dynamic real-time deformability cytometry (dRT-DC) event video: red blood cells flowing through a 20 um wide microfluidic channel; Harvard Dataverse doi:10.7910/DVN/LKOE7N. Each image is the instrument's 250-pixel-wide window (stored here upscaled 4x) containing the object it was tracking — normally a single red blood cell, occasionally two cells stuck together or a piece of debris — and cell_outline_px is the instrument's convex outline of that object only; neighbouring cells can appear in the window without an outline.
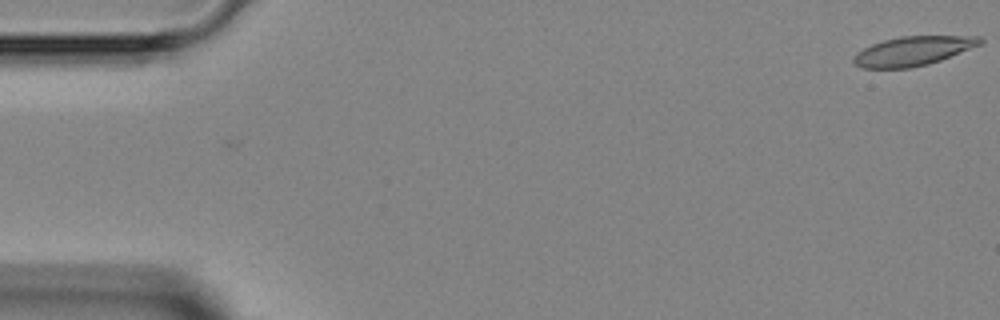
{"species": "Egyptian fruit bat (a non-hibernating species)", "species_latin": "Rousettus aegyptiacus", "temperature_condition": "room temperature", "stored_images_in_passage": 48, "camera_frame_rate_fps": 3000, "um_per_image_px": 0.085, "animal": {"sex": "female"}, "frame": {"image": 1, "passage_image": 1, "time_ms": 0.0, "image_size_px": [1000, 320], "cell_outline_px": [[984, 44], [940, 60], [928, 64], [908, 68], [860, 68], [852, 60], [852, 56], [856, 52], [872, 44], [884, 40], [900, 36], [980, 36], [984, 40]], "centroid_in_image_um": [77.62, 4.33], "position_along_channel_um": 7.4, "area_um2": 21.68}}
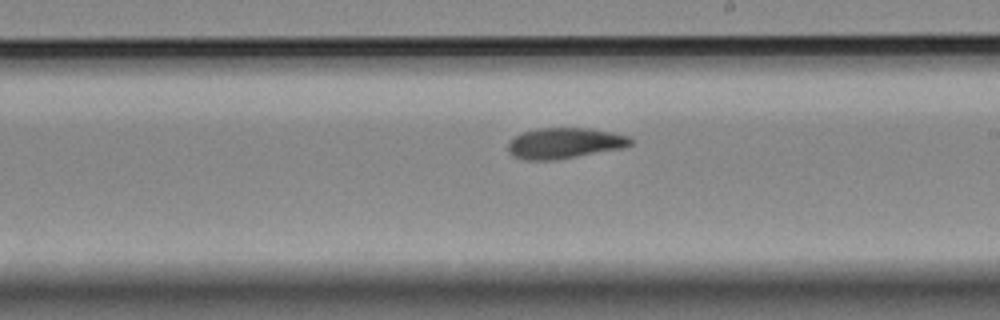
{"frame": {"image": 2, "passage_image": 27, "time_ms": 8.667, "image_size_px": [1000, 320], "cell_outline_px": [[632, 144], [628, 148], [552, 160], [524, 160], [512, 156], [508, 152], [508, 144], [520, 132], [536, 128], [592, 128], [612, 132], [628, 136], [632, 140]], "centroid_in_image_um": [48.01, 12.17], "position_along_channel_um": 241.0, "area_um2": 22.25}}
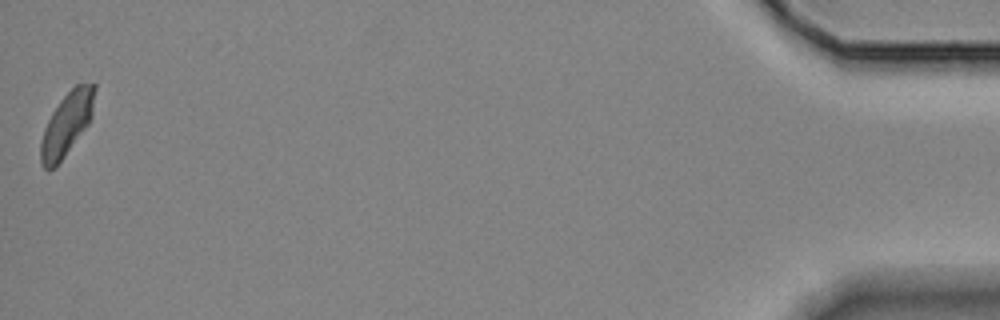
{"frame": {"image": 3, "passage_image": 47, "time_ms": 15.333, "image_size_px": [1000, 320], "cell_outline_px": [[96, 88], [92, 116], [88, 124], [56, 168], [44, 168], [40, 164], [40, 140], [44, 128], [52, 112], [60, 100], [76, 84], [96, 84]], "centroid_in_image_um": [5.66, 10.56], "position_along_channel_um": 429.5, "area_um2": 19.83}}